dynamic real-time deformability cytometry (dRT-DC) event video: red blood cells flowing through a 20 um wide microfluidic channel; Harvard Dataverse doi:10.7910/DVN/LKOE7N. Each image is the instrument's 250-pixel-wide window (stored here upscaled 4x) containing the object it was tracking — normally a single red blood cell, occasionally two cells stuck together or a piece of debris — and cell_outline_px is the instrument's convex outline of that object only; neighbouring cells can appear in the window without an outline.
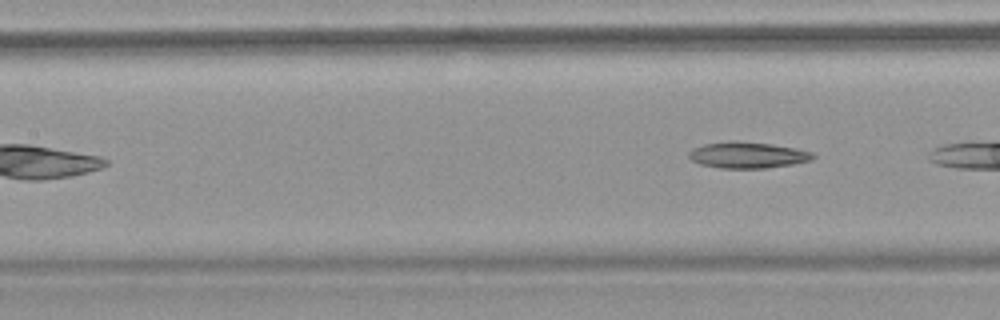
{"species": "common noctule bat (a hibernating species)", "species_latin": "Nyctalus noctula", "temperature_condition": "warm", "stored_images_in_passage": 5, "camera_frame_rate_fps": 3000, "um_per_image_px": 0.085, "animal": {"sex": "female", "body_mass_g": 18.4}, "frame": {"image": 1, "passage_image": 5, "time_ms": 4.667, "image_size_px": [1000, 320], "cell_outline_px": [[816, 156], [812, 160], [792, 164], [764, 168], [720, 168], [700, 164], [692, 160], [688, 156], [688, 152], [692, 148], [704, 144], [732, 140], [772, 144], [796, 148], [812, 152]], "centroid_in_image_um": [63.53, 13.17], "position_along_channel_um": 143.9, "area_um2": 19.02}}